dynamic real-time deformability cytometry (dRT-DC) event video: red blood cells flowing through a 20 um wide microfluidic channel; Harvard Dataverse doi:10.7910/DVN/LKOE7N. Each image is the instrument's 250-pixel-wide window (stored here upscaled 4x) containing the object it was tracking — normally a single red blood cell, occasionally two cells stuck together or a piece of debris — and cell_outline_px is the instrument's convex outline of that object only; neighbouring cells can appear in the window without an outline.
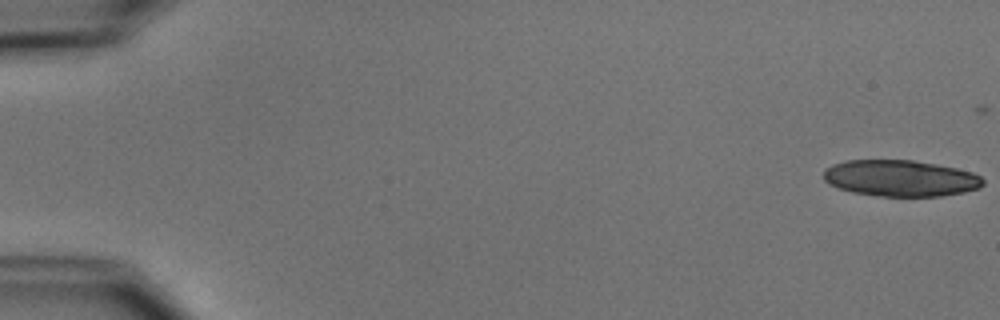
{"species": "common noctule bat (a hibernating species)", "species_latin": "Nyctalus noctula", "temperature_condition": "cold", "stored_images_in_passage": 17, "camera_frame_rate_fps": 3000, "um_per_image_px": 0.085, "animal": {"sex": "male", "body_mass_g": 15.6}, "frame": {"image": 1, "passage_image": 1, "time_ms": 0.0, "image_size_px": [1000, 320], "cell_outline_px": [[984, 184], [980, 188], [964, 192], [940, 196], [880, 196], [852, 192], [840, 188], [824, 180], [824, 172], [832, 164], [844, 160], [912, 160], [936, 164], [956, 168], [972, 172], [980, 176], [984, 180]], "centroid_in_image_um": [76.57, 15.14], "position_along_channel_um": 8.4, "area_um2": 33.64}}